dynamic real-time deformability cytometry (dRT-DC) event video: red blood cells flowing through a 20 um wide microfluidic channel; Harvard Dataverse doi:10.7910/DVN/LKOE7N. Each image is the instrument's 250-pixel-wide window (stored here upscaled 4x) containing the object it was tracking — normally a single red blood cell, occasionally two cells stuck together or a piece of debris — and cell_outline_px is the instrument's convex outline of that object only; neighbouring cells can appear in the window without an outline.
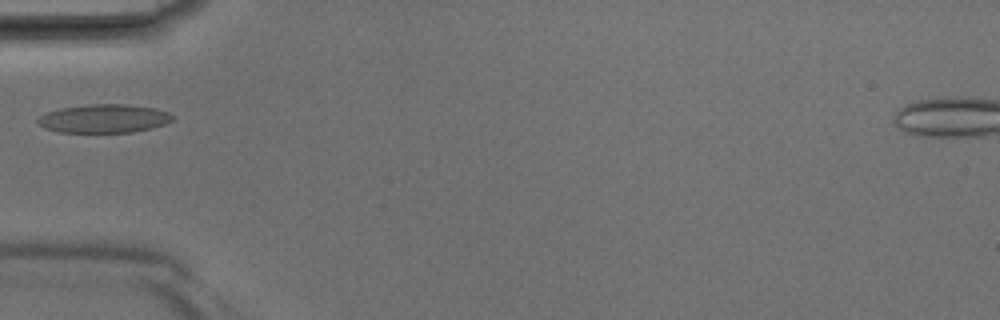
{"species": "Egyptian fruit bat (a non-hibernating species)", "species_latin": "Rousettus aegyptiacus", "temperature_condition": "room temperature", "stored_images_in_passage": 18, "camera_frame_rate_fps": 3000, "um_per_image_px": 0.085, "animal": {"sex": "male"}, "frame": {"image": 1, "passage_image": 1, "time_ms": 0.0, "image_size_px": [1000, 320], "cell_outline_px": [[176, 116], [172, 120], [164, 124], [132, 132], [60, 132], [44, 128], [36, 124], [36, 120], [40, 116], [48, 112], [60, 108], [88, 104], [124, 104], [156, 108], [168, 112]], "centroid_in_image_um": [8.81, 10.07], "position_along_channel_um": 76.2, "area_um2": 22.37}}